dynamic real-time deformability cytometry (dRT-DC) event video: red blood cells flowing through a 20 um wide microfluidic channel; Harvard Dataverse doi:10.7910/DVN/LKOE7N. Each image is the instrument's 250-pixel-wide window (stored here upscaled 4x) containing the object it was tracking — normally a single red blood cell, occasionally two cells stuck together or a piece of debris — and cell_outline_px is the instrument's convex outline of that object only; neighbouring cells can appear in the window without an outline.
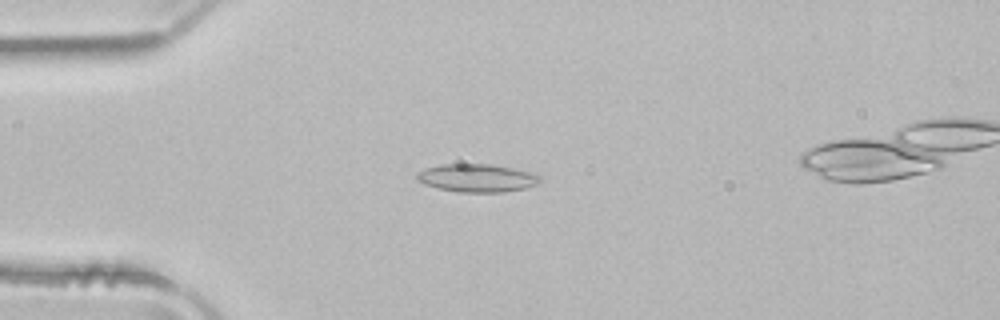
{"species": "common noctule bat (a hibernating species)", "species_latin": "Nyctalus noctula", "temperature_condition": "room temperature", "stored_images_in_passage": 48, "camera_frame_rate_fps": 3000, "um_per_image_px": 0.085, "animal": {"sex": "male", "body_mass_g": 21.5, "forearm_length_mm": 52.0}, "frame": {"image": 1, "passage_image": 12, "time_ms": 3.667, "image_size_px": [1000, 320], "cell_outline_px": [[544, 180], [536, 184], [524, 188], [504, 192], [460, 192], [436, 188], [424, 184], [416, 180], [416, 172], [424, 168], [440, 164], [488, 164], [512, 168], [532, 172], [540, 176]], "centroid_in_image_um": [40.51, 15.12], "position_along_channel_um": 44.5, "area_um2": 20.29}}
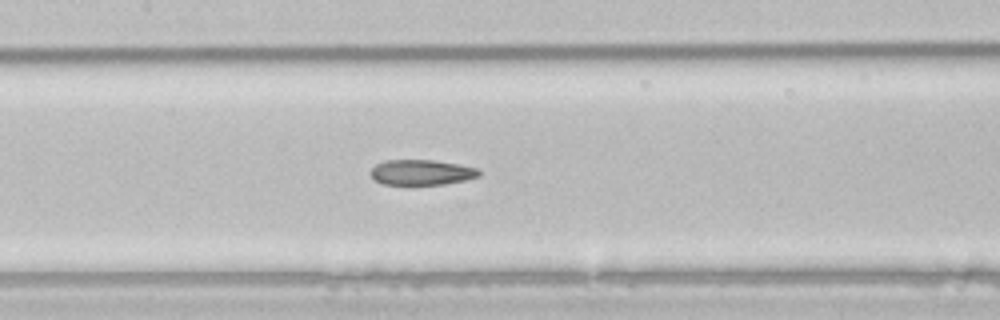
{"frame": {"image": 2, "passage_image": 23, "time_ms": 7.333, "image_size_px": [1000, 320], "cell_outline_px": [[480, 176], [464, 180], [444, 184], [412, 188], [408, 188], [384, 184], [376, 180], [372, 176], [372, 168], [376, 164], [384, 160], [436, 160], [460, 164], [476, 168], [480, 172]], "centroid_in_image_um": [35.81, 14.7], "position_along_channel_um": 171.6, "area_um2": 16.76}}
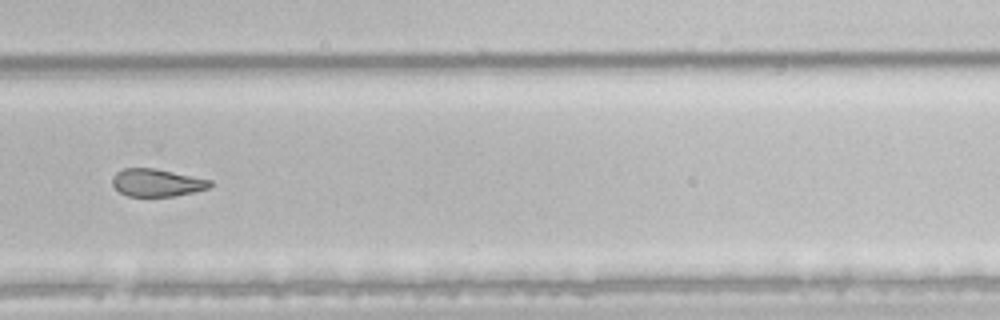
{"frame": {"image": 3, "passage_image": 34, "time_ms": 11.0, "image_size_px": [1000, 320], "cell_outline_px": [[212, 184], [208, 188], [192, 192], [172, 196], [128, 196], [120, 192], [112, 184], [112, 180], [116, 172], [124, 168], [152, 168], [212, 180]], "centroid_in_image_um": [13.31, 15.52], "position_along_channel_um": 316.5, "area_um2": 15.43}, "authors_computed_cell_mechanics": {"area_um2": 18.3226, "velocity_mm_per_s": 3.9742, "shape_relaxation_time_tau1_ms": null, "shape_relaxation_time_tau2_ms": 3.9239, "deformation_change_tau1": null, "deformation_change_tau2": 0.118}}